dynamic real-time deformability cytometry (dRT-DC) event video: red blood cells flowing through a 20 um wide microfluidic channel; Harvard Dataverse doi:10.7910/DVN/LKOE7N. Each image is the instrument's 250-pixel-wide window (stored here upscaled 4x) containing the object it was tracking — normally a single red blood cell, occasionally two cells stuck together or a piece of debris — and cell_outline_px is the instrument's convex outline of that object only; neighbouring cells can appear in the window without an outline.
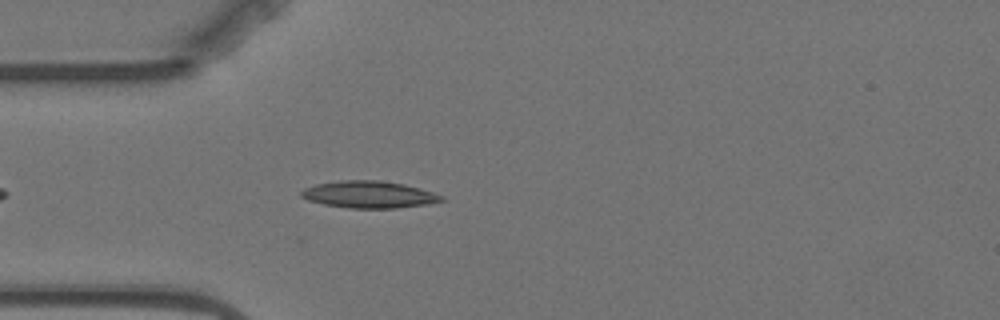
{"species": "Egyptian fruit bat (a non-hibernating species)", "species_latin": "Rousettus aegyptiacus", "temperature_condition": "warm", "stored_images_in_passage": 4, "camera_frame_rate_fps": 3000, "um_per_image_px": 0.085, "animal": {"sex": "female"}, "frame": {"image": 1, "passage_image": 4, "time_ms": 4.667, "image_size_px": [1000, 320], "cell_outline_px": [[444, 200], [428, 204], [396, 208], [348, 208], [324, 204], [308, 200], [300, 196], [300, 192], [304, 188], [316, 184], [340, 180], [380, 180], [404, 184], [420, 188], [444, 196]], "centroid_in_image_um": [31.36, 16.53], "position_along_channel_um": 53.6, "area_um2": 22.08}}